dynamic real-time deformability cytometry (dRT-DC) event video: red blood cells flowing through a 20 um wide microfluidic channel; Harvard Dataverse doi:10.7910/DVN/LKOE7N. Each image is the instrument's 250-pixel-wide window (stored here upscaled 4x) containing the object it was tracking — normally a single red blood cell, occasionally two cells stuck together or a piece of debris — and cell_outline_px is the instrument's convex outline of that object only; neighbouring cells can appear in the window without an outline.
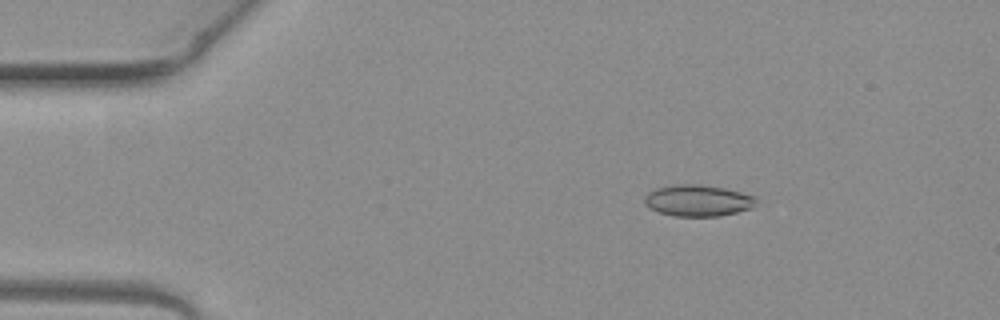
{"species": "common noctule bat (a hibernating species)", "species_latin": "Nyctalus noctula", "temperature_condition": "warm", "stored_images_in_passage": 4, "segment_of_instrument_passage": [1, 2], "camera_frame_rate_fps": 3000, "um_per_image_px": 0.085, "animal": {"sex": "female", "body_mass_g": 19.3, "forearm_length_mm": 54.1}, "frame": {"image": 1, "passage_image": 1, "time_ms": 0.0, "image_size_px": [1000, 320], "cell_outline_px": [[756, 204], [748, 208], [736, 212], [720, 216], [676, 216], [660, 212], [648, 208], [644, 204], [644, 196], [648, 192], [656, 188], [676, 184], [700, 184], [724, 188], [756, 196]], "centroid_in_image_um": [59.28, 17.04], "position_along_channel_um": 25.7, "area_um2": 20.4}}